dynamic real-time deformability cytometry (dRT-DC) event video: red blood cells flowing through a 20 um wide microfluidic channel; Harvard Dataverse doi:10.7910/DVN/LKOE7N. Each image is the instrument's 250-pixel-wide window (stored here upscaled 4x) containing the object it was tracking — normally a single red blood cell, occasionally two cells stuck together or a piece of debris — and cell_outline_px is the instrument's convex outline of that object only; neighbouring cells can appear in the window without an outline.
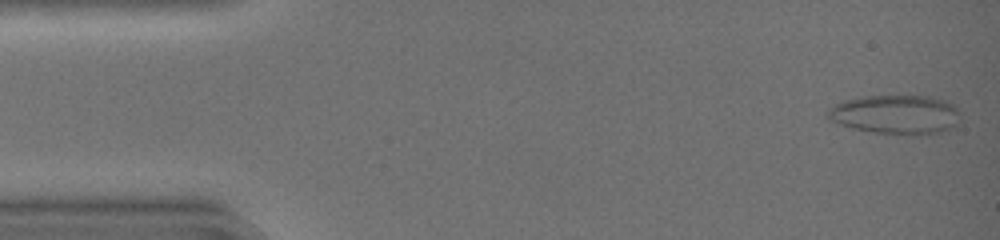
{"species": "common noctule bat (a hibernating species)", "species_latin": "Nyctalus noctula", "temperature_condition": "warm", "stored_images_in_passage": 34, "camera_frame_rate_fps": 3000, "um_per_image_px": 0.085, "animal": {"sex": "female", "body_mass_g": 19.0, "forearm_length_mm": 51.5}, "frame": {"image": 1, "passage_image": 2, "time_ms": 0.333, "image_size_px": [1000, 240], "cell_outline_px": [[960, 112], [956, 124], [948, 132], [920, 136], [908, 136], [872, 132], [852, 128], [828, 120], [824, 112], [828, 108], [844, 100], [864, 96], [928, 96], [944, 100], [952, 104]], "centroid_in_image_um": [76.14, 9.77], "position_along_channel_um": 8.9, "area_um2": 30.98}}
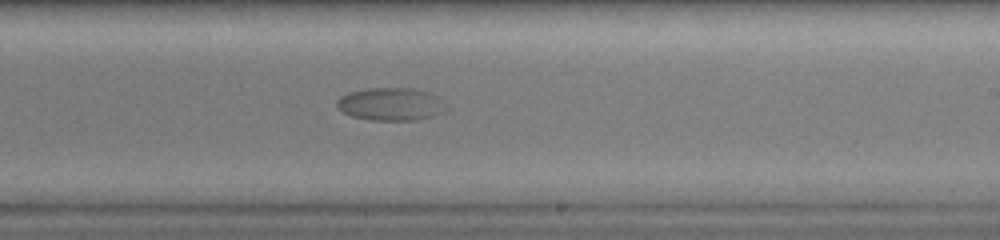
{"frame": {"image": 2, "passage_image": 30, "time_ms": 9.667, "image_size_px": [1000, 240], "cell_outline_px": [[448, 108], [444, 112], [432, 116], [416, 120], [372, 120], [352, 116], [336, 108], [336, 100], [340, 96], [348, 92], [368, 88], [412, 88], [432, 92], [440, 96]], "centroid_in_image_um": [33.25, 8.84], "position_along_channel_um": 255.7, "area_um2": 21.27}}